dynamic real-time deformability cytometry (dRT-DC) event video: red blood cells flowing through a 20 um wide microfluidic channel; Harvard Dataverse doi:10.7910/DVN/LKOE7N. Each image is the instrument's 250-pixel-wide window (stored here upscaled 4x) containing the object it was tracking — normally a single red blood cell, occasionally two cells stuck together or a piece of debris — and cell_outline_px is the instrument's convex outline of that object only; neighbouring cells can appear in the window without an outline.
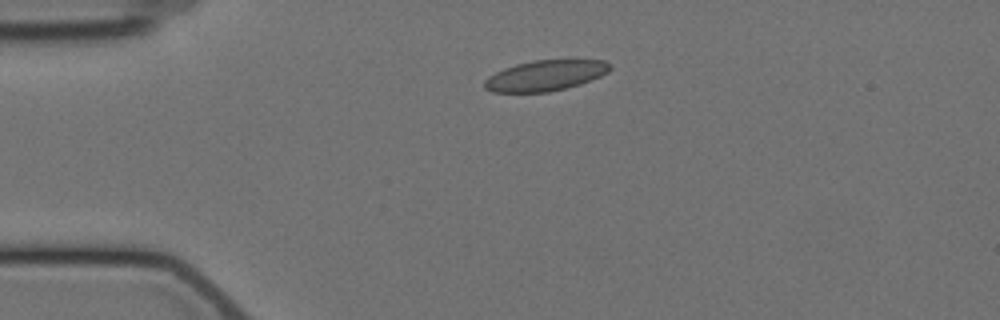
{"species": "Egyptian fruit bat (a non-hibernating species)", "species_latin": "Rousettus aegyptiacus", "temperature_condition": "cold", "stored_images_in_passage": 3, "camera_frame_rate_fps": 3000, "um_per_image_px": 0.085, "animal": {"sex": "female"}, "frame": {"image": 1, "passage_image": 2, "time_ms": 2.0, "image_size_px": [1000, 320], "cell_outline_px": [[612, 68], [608, 72], [600, 76], [580, 84], [548, 92], [492, 92], [484, 88], [484, 80], [488, 76], [504, 68], [516, 64], [532, 60], [604, 60], [612, 64]], "centroid_in_image_um": [46.35, 6.41], "position_along_channel_um": 38.6, "area_um2": 22.37}}